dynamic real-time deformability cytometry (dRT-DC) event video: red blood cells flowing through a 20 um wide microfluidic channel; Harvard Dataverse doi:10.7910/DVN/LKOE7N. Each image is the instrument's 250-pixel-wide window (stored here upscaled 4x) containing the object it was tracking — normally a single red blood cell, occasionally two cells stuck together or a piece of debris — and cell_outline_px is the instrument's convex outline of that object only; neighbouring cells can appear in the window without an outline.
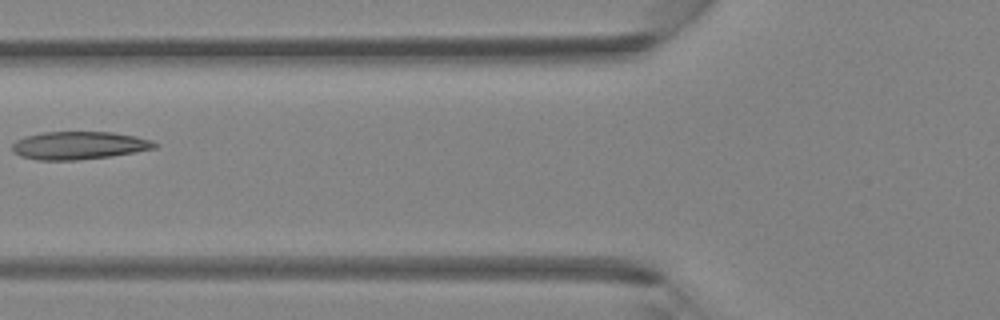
{"species": "Egyptian fruit bat (a non-hibernating species)", "species_latin": "Rousettus aegyptiacus", "temperature_condition": "room temperature", "stored_images_in_passage": 4, "camera_frame_rate_fps": 3000, "um_per_image_px": 0.085, "animal": {"sex": "female"}, "frame": {"image": 1, "passage_image": 4, "time_ms": 1.0, "image_size_px": [1000, 320], "cell_outline_px": [[160, 144], [156, 148], [136, 152], [112, 156], [76, 160], [36, 160], [20, 156], [12, 152], [12, 144], [16, 140], [24, 136], [44, 132], [112, 132], [136, 136], [152, 140]], "centroid_in_image_um": [6.72, 12.36], "position_along_channel_um": 119.1, "area_um2": 23.41}}